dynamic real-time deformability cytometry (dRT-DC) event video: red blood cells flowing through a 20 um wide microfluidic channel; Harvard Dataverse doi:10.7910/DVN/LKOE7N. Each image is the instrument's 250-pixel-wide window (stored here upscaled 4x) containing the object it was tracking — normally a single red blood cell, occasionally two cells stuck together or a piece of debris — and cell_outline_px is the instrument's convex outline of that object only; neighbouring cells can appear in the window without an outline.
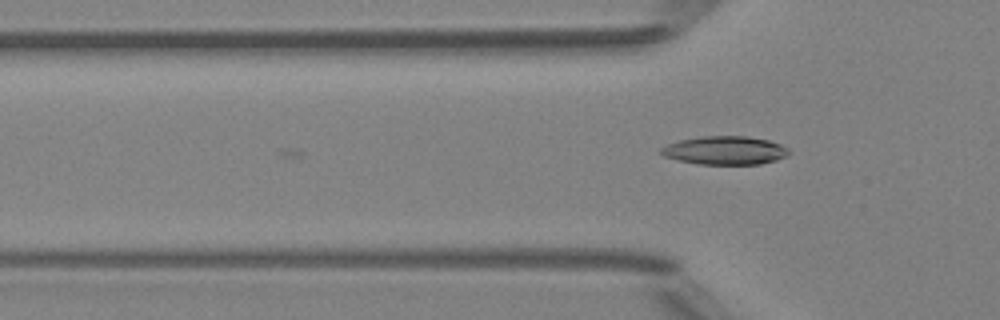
{"species": "Egyptian fruit bat (a non-hibernating species)", "species_latin": "Rousettus aegyptiacus", "temperature_condition": "room temperature", "stored_images_in_passage": 2, "camera_frame_rate_fps": 3000, "um_per_image_px": 0.085, "animal": {"sex": "female"}, "frame": {"image": 1, "passage_image": 2, "time_ms": 1.0, "image_size_px": [1000, 320], "cell_outline_px": [[792, 152], [776, 160], [760, 164], [696, 164], [664, 156], [660, 152], [660, 148], [668, 144], [680, 140], [700, 136], [748, 136], [768, 140], [780, 144], [788, 148]], "centroid_in_image_um": [61.63, 12.78], "position_along_channel_um": 64.2, "area_um2": 21.15}}